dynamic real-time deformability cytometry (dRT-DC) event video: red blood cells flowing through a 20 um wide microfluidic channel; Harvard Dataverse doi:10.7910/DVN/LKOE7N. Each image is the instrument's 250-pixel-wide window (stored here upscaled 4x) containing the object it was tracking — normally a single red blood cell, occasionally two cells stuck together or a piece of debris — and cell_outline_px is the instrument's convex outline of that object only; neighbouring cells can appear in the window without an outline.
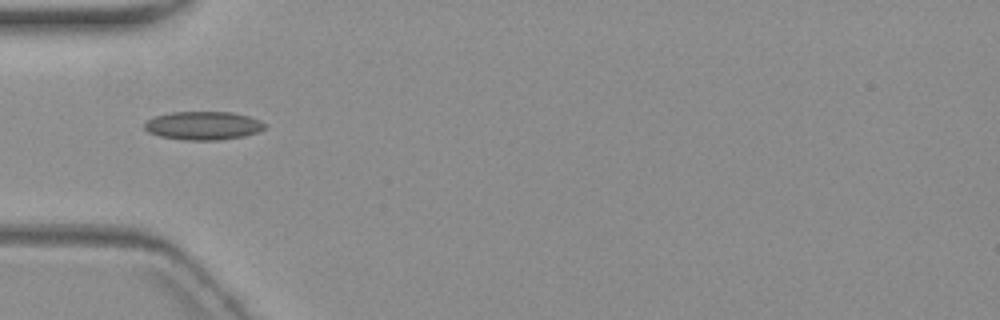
{"species": "common noctule bat (a hibernating species)", "species_latin": "Nyctalus noctula", "temperature_condition": "warm", "stored_images_in_passage": 4, "camera_frame_rate_fps": 3000, "um_per_image_px": 0.085, "animal": {"sex": "female", "body_mass_g": 19.3, "forearm_length_mm": 54.1}, "frame": {"image": 1, "passage_image": 1, "time_ms": 0.0, "image_size_px": [1000, 320], "cell_outline_px": [[268, 124], [264, 128], [256, 132], [244, 136], [220, 140], [184, 140], [160, 136], [148, 132], [144, 128], [144, 124], [148, 120], [156, 116], [172, 112], [232, 112], [248, 116], [260, 120]], "centroid_in_image_um": [17.29, 10.68], "position_along_channel_um": 67.7, "area_um2": 19.88}}
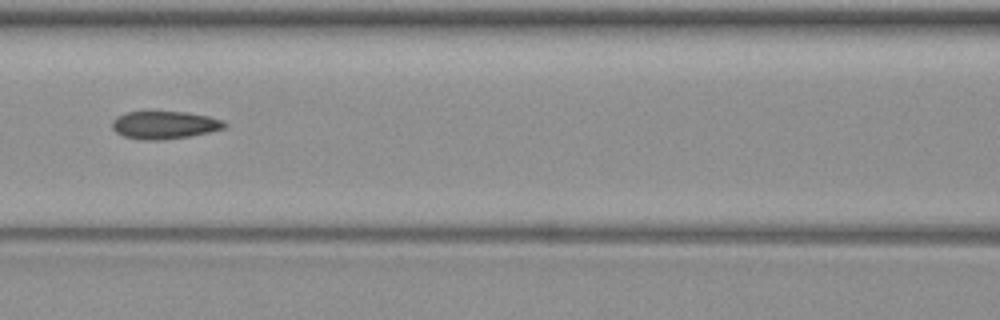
{"frame": {"image": 2, "passage_image": 3, "time_ms": 2.333, "image_size_px": [1000, 320], "cell_outline_px": [[228, 124], [224, 128], [208, 132], [188, 136], [164, 140], [140, 140], [124, 136], [116, 132], [112, 128], [112, 120], [116, 116], [128, 112], [188, 112], [208, 116], [220, 120]], "centroid_in_image_um": [13.95, 10.63], "position_along_channel_um": 152.7, "area_um2": 18.09}}
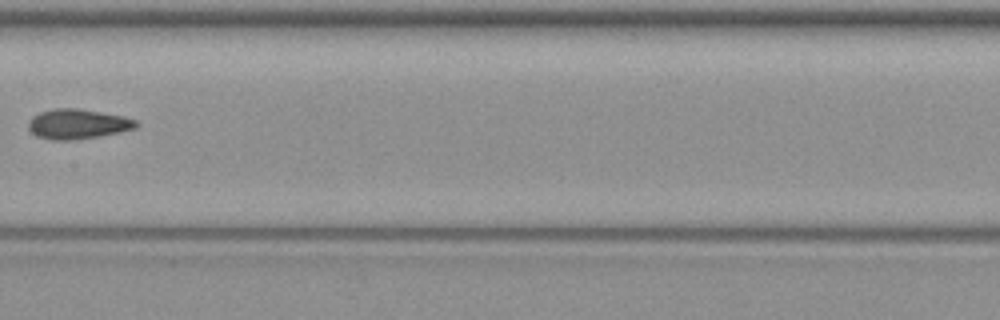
{"frame": {"image": 3, "passage_image": 4, "time_ms": 3.667, "image_size_px": [1000, 320], "cell_outline_px": [[140, 124], [136, 128], [120, 132], [100, 136], [72, 140], [52, 140], [36, 136], [28, 128], [28, 120], [32, 116], [40, 112], [52, 108], [76, 108], [124, 116], [136, 120]], "centroid_in_image_um": [6.59, 10.54], "position_along_channel_um": 200.8, "area_um2": 18.9}}